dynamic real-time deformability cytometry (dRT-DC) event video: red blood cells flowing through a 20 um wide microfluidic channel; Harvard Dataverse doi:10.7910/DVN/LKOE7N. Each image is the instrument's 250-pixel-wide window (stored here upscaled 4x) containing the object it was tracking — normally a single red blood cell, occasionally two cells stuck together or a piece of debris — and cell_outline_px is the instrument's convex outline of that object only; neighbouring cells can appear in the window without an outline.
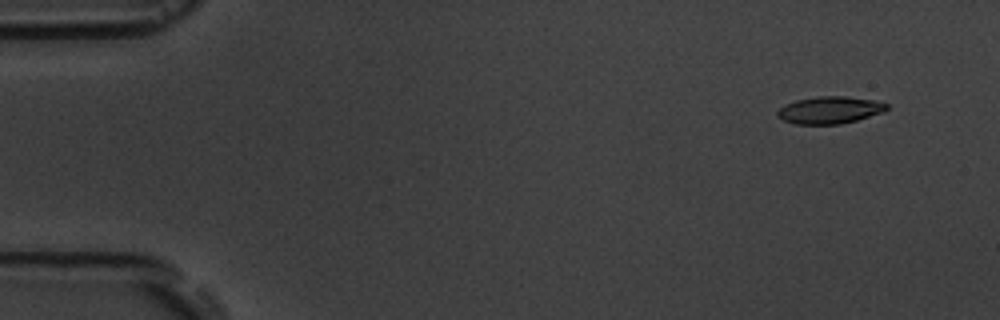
{"species": "common noctule bat (a hibernating species)", "species_latin": "Nyctalus noctula", "temperature_condition": "room temperature", "stored_images_in_passage": 17, "camera_frame_rate_fps": 3000, "um_per_image_px": 0.085, "animal": {"sex": "male", "body_mass_g": 19.5, "forearm_length_mm": 54.6}, "frame": {"image": 1, "passage_image": 2, "time_ms": 1.333, "image_size_px": [1000, 320], "cell_outline_px": [[888, 108], [884, 112], [856, 120], [840, 124], [796, 124], [784, 120], [776, 116], [776, 112], [780, 108], [796, 100], [820, 96], [844, 96], [872, 100], [888, 104]], "centroid_in_image_um": [70.53, 9.36], "position_along_channel_um": 14.5, "area_um2": 17.11}}
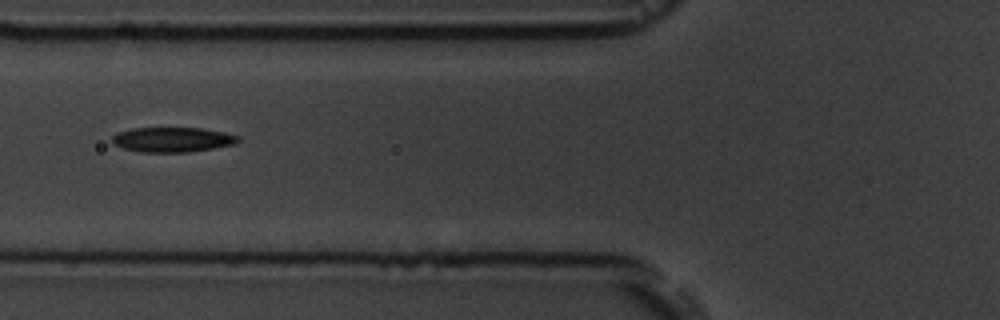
{"frame": {"image": 2, "passage_image": 7, "time_ms": 7.0, "image_size_px": [1000, 320], "cell_outline_px": [[240, 140], [236, 144], [188, 152], [140, 152], [124, 148], [112, 144], [112, 136], [116, 132], [132, 128], [200, 128], [224, 132], [240, 136]], "centroid_in_image_um": [14.65, 11.86], "position_along_channel_um": 111.2, "area_um2": 18.32}}
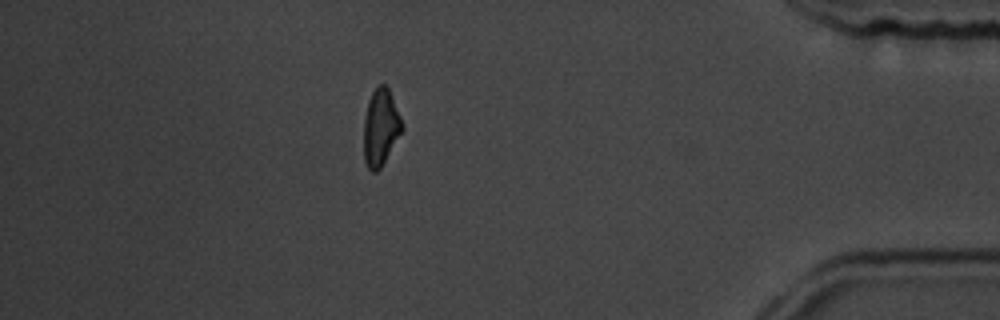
{"frame": {"image": 3, "passage_image": 15, "time_ms": 16.0, "image_size_px": [1000, 320], "cell_outline_px": [[404, 128], [380, 168], [376, 172], [372, 172], [368, 168], [364, 160], [364, 120], [368, 100], [372, 92], [380, 84], [384, 84], [388, 88], [400, 116]], "centroid_in_image_um": [32.34, 10.84], "position_along_channel_um": 402.9, "area_um2": 16.88}, "authors_computed_cell_mechanics": {"area_um2": 17.6868, "velocity_mm_per_s": 3.7245, "shape_relaxation_time_tau1_ms": 2.2874, "shape_relaxation_time_tau2_ms": 7.9208, "deformation_change_tau1": 0.1002, "deformation_change_tau2": 0.1432}}